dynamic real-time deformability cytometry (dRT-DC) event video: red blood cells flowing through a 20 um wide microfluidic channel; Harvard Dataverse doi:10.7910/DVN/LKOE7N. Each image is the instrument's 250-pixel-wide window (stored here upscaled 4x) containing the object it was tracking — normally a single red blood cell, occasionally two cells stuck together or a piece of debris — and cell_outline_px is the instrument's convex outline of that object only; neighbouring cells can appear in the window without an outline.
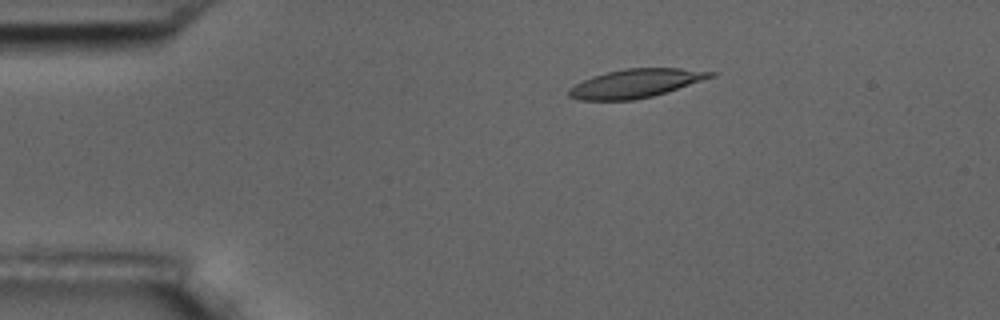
{"species": "common noctule bat (a hibernating species)", "species_latin": "Nyctalus noctula", "temperature_condition": "room temperature", "stored_images_in_passage": 5, "camera_frame_rate_fps": 3000, "um_per_image_px": 0.085, "animal": {"sex": "male", "body_mass_g": 17.5, "forearm_length_mm": 52.3}, "frame": {"image": 1, "passage_image": 2, "time_ms": 1.333, "image_size_px": [1000, 320], "cell_outline_px": [[716, 76], [652, 96], [632, 100], [580, 100], [568, 96], [568, 88], [592, 76], [624, 68], [680, 68], [716, 72]], "centroid_in_image_um": [54.02, 7.08], "position_along_channel_um": 31.0, "area_um2": 23.41}}
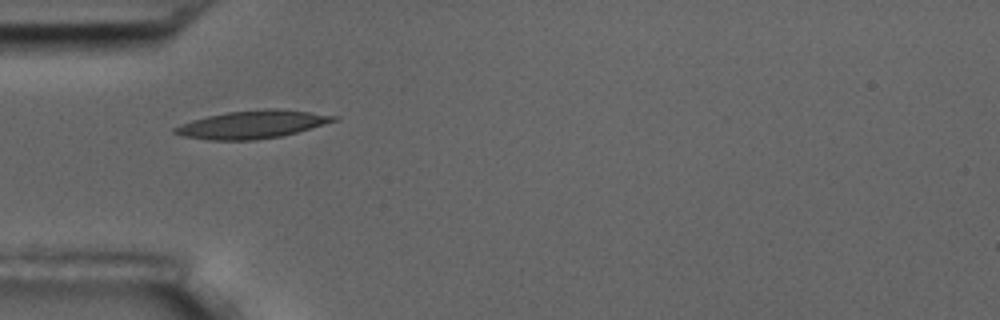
{"frame": {"image": 2, "passage_image": 4, "time_ms": 3.667, "image_size_px": [1000, 320], "cell_outline_px": [[340, 116], [336, 120], [296, 132], [280, 136], [256, 140], [208, 140], [184, 136], [172, 132], [172, 128], [180, 124], [192, 120], [208, 116], [228, 112], [264, 108], [276, 108], [312, 112]], "centroid_in_image_um": [21.41, 10.57], "position_along_channel_um": 63.6, "area_um2": 25.72}}